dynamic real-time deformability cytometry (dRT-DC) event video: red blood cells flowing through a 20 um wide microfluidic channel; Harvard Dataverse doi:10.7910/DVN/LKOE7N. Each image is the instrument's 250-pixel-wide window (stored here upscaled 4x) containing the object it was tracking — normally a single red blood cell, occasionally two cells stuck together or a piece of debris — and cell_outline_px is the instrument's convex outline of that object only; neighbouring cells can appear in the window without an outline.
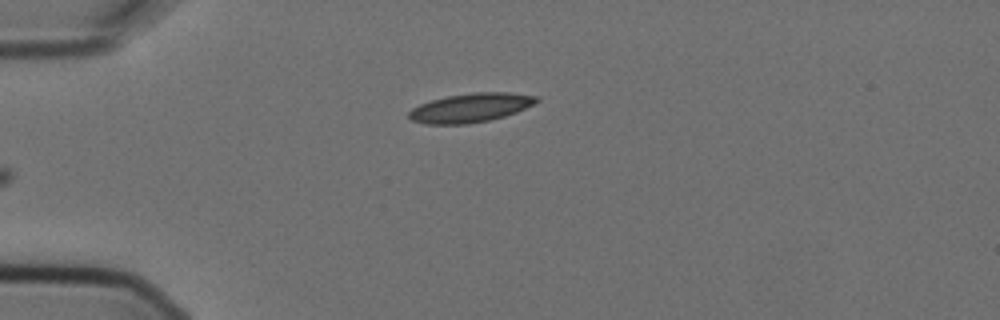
{"species": "Egyptian fruit bat (a non-hibernating species)", "species_latin": "Rousettus aegyptiacus", "temperature_condition": "cold", "stored_images_in_passage": 7, "camera_frame_rate_fps": 3000, "um_per_image_px": 0.085, "animal": {"sex": "female"}, "frame": {"image": 1, "passage_image": 7, "time_ms": 2.0, "image_size_px": [1000, 320], "cell_outline_px": [[540, 100], [516, 112], [504, 116], [488, 120], [468, 124], [424, 124], [412, 120], [408, 116], [408, 112], [412, 108], [420, 104], [432, 100], [448, 96], [472, 92], [508, 92], [540, 96]], "centroid_in_image_um": [40.0, 9.15], "position_along_channel_um": 45.0, "area_um2": 21.5}}